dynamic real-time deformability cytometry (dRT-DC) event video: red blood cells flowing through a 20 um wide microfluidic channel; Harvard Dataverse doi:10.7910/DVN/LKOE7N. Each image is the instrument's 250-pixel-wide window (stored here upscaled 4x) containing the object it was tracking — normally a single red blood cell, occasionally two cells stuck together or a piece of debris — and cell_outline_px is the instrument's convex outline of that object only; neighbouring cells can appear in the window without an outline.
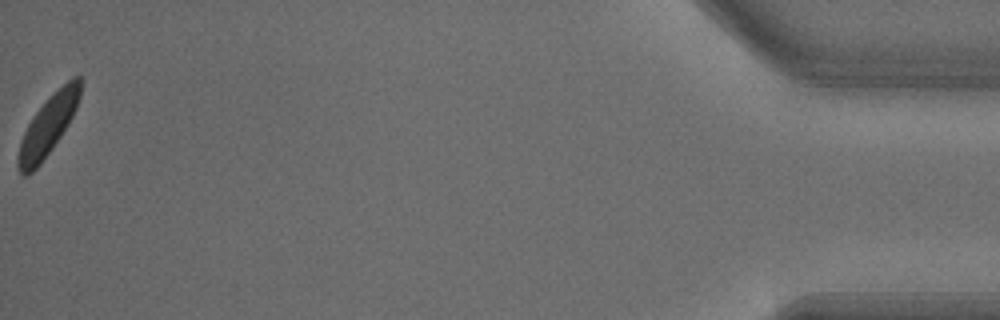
{"species": "common noctule bat (a hibernating species)", "species_latin": "Nyctalus noctula", "temperature_condition": "warm", "stored_images_in_passage": 36, "camera_frame_rate_fps": 3000, "um_per_image_px": 0.085, "animal": {"sex": "male", "body_mass_g": 18.8}, "frame": {"image": 1, "passage_image": 36, "time_ms": 11.667, "image_size_px": [1000, 320], "cell_outline_px": [[80, 96], [76, 108], [68, 124], [52, 148], [40, 164], [28, 176], [24, 176], [20, 172], [16, 160], [20, 140], [32, 116], [72, 76], [80, 76]], "centroid_in_image_um": [4.05, 10.73], "position_along_channel_um": 431.2, "area_um2": 20.98}}